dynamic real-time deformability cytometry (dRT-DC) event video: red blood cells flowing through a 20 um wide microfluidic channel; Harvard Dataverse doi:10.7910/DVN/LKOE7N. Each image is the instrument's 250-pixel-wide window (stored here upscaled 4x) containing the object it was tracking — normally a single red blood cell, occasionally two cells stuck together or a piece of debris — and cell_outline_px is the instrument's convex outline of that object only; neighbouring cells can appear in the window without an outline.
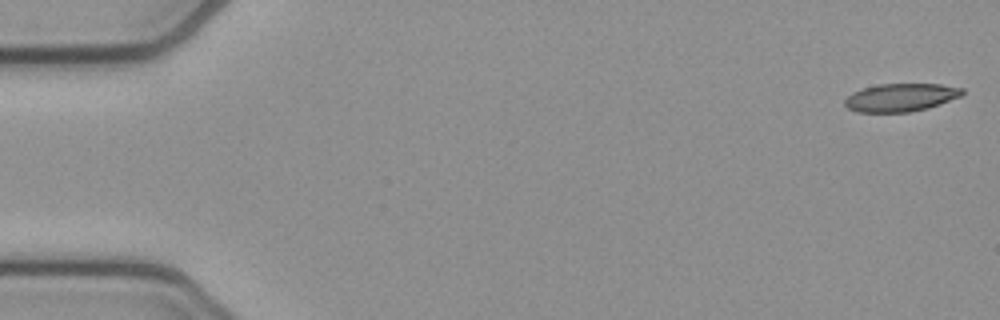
{"species": "common noctule bat (a hibernating species)", "species_latin": "Nyctalus noctula", "temperature_condition": "cold", "stored_images_in_passage": 10, "camera_frame_rate_fps": 3000, "um_per_image_px": 0.085, "animal": {"sex": "female", "body_mass_g": 21.9}, "frame": {"image": 1, "passage_image": 1, "time_ms": 0.0, "image_size_px": [1000, 320], "cell_outline_px": [[964, 92], [960, 96], [940, 104], [928, 108], [908, 112], [856, 112], [848, 108], [844, 104], [844, 100], [852, 92], [864, 88], [880, 84], [940, 84], [964, 88]], "centroid_in_image_um": [76.56, 8.28], "position_along_channel_um": 8.4, "area_um2": 19.13}}